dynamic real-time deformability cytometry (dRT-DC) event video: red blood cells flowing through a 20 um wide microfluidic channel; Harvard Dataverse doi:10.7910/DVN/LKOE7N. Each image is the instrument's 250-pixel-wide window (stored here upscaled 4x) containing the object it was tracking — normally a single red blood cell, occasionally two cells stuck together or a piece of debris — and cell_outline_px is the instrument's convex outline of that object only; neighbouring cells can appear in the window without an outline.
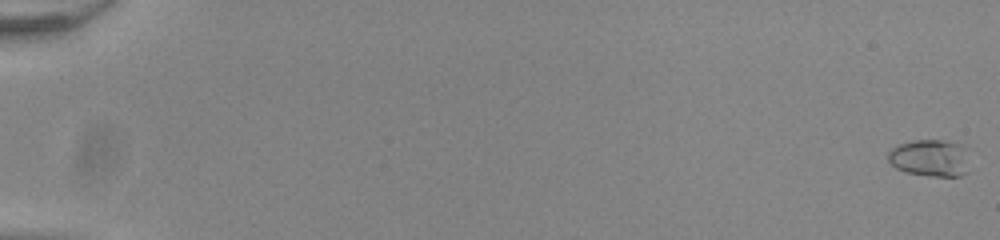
{"species": "common noctule bat (a hibernating species)", "species_latin": "Nyctalus noctula", "temperature_condition": "room temperature", "stored_images_in_passage": 55, "camera_frame_rate_fps": 3000, "um_per_image_px": 0.085, "animal": {"sex": "male", "body_mass_g": 20.0, "forearm_length_mm": 53.3}, "frame": {"image": 1, "passage_image": 1, "time_ms": 0.0, "image_size_px": [1000, 240], "cell_outline_px": [[968, 172], [960, 176], [932, 176], [904, 172], [896, 168], [888, 160], [888, 152], [892, 148], [900, 144], [916, 140], [944, 140], [956, 144], [964, 148]], "centroid_in_image_um": [79.01, 13.44], "position_along_channel_um": 6.0, "area_um2": 17.28}}
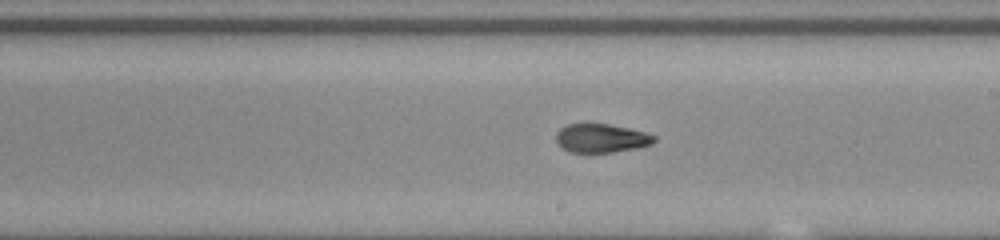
{"frame": {"image": 2, "passage_image": 34, "time_ms": 11.0, "image_size_px": [1000, 240], "cell_outline_px": [[656, 140], [652, 144], [636, 148], [612, 152], [572, 152], [564, 148], [556, 140], [556, 132], [560, 128], [568, 124], [588, 120], [628, 128], [644, 132], [656, 136]], "centroid_in_image_um": [51.09, 11.69], "position_along_channel_um": 237.9, "area_um2": 16.76}}
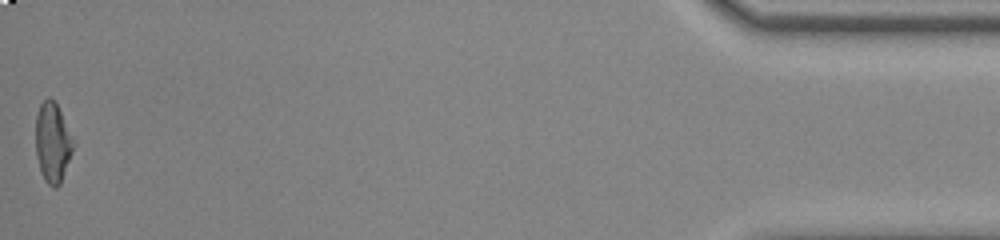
{"frame": {"image": 3, "passage_image": 55, "time_ms": 18.0, "image_size_px": [1000, 240], "cell_outline_px": [[76, 144], [60, 184], [56, 188], [52, 188], [44, 180], [40, 172], [36, 156], [36, 116], [40, 104], [48, 96], [56, 104], [76, 140]], "centroid_in_image_um": [4.5, 12.14], "position_along_channel_um": 430.7, "area_um2": 17.86}, "authors_computed_cell_mechanics": {"area_um2": 16.8198, "velocity_mm_per_s": 3.9535, "shape_relaxation_time_tau1_ms": 9.9362, "shape_relaxation_time_tau2_ms": 1.6919, "deformation_change_tau1": 0.2934, "deformation_change_tau2": 0.0834}}